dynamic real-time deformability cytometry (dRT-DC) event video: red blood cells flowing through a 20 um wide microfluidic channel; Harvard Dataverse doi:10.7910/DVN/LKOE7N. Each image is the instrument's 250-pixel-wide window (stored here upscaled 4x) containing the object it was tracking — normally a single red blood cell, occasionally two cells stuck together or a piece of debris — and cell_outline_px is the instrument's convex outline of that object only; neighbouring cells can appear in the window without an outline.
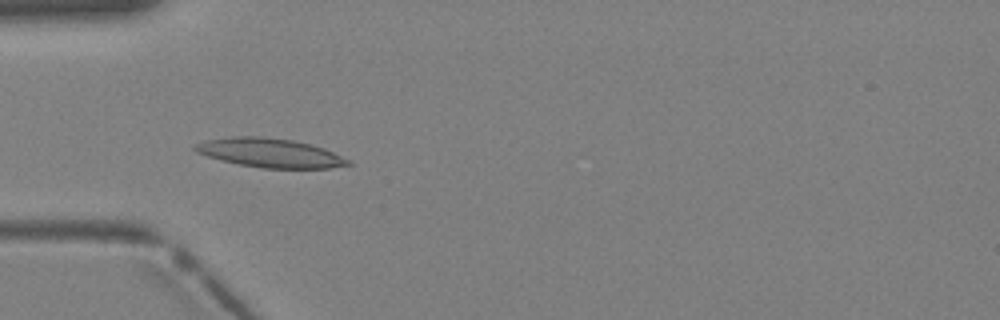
{"species": "Egyptian fruit bat (a non-hibernating species)", "species_latin": "Rousettus aegyptiacus", "temperature_condition": "warm", "stored_images_in_passage": 5, "camera_frame_rate_fps": 3000, "um_per_image_px": 0.085, "animal": {"sex": "female"}, "frame": {"image": 1, "passage_image": 4, "time_ms": 1.0, "image_size_px": [1000, 320], "cell_outline_px": [[352, 164], [328, 168], [260, 168], [220, 160], [196, 152], [192, 148], [196, 144], [204, 140], [232, 136], [260, 136], [292, 140], [312, 144], [324, 148], [352, 160]], "centroid_in_image_um": [22.96, 12.99], "position_along_channel_um": 62.0, "area_um2": 26.01}}
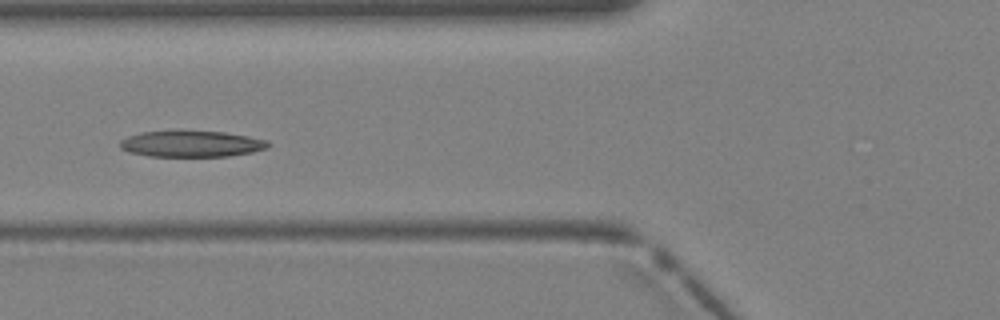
{"frame": {"image": 2, "passage_image": 5, "time_ms": 1.333, "image_size_px": [1000, 320], "cell_outline_px": [[272, 144], [268, 148], [252, 152], [228, 156], [148, 156], [128, 152], [120, 148], [120, 140], [128, 136], [140, 132], [224, 132], [248, 136], [268, 140]], "centroid_in_image_um": [16.3, 12.24], "position_along_channel_um": 109.5, "area_um2": 22.37}}